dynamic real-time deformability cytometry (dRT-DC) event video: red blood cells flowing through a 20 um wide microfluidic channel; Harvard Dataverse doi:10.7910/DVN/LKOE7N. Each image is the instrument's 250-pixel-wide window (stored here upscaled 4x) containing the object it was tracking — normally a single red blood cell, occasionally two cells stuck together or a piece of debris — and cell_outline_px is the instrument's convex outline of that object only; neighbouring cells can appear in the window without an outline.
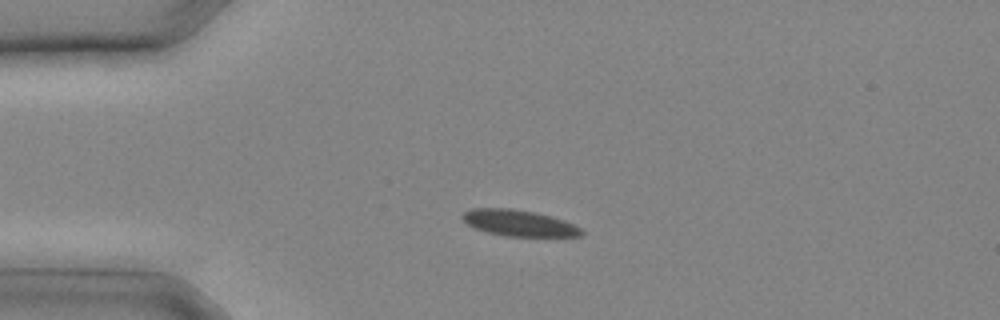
{"species": "common noctule bat (a hibernating species)", "species_latin": "Nyctalus noctula", "temperature_condition": "cold", "stored_images_in_passage": 10, "camera_frame_rate_fps": 3000, "um_per_image_px": 0.085, "animal": {"sex": "male", "body_mass_g": 20.4}, "frame": {"image": 1, "passage_image": 5, "time_ms": 1.333, "image_size_px": [1000, 320], "cell_outline_px": [[584, 232], [580, 236], [508, 236], [488, 232], [476, 228], [468, 224], [460, 216], [468, 208], [512, 208], [536, 212], [572, 224], [580, 228]], "centroid_in_image_um": [44.05, 18.94], "position_along_channel_um": 40.9, "area_um2": 17.86}}
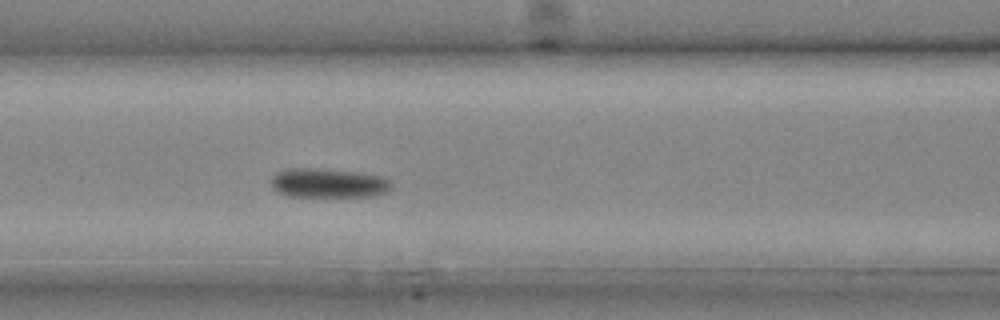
{"frame": {"image": 2, "passage_image": 10, "time_ms": 3.0, "image_size_px": [1000, 320], "cell_outline_px": [[392, 188], [388, 192], [368, 196], [288, 196], [276, 192], [272, 188], [272, 180], [276, 172], [288, 168], [316, 168], [360, 172], [384, 176], [392, 184]], "centroid_in_image_um": [27.92, 15.55], "position_along_channel_um": 138.7, "area_um2": 20.69}}